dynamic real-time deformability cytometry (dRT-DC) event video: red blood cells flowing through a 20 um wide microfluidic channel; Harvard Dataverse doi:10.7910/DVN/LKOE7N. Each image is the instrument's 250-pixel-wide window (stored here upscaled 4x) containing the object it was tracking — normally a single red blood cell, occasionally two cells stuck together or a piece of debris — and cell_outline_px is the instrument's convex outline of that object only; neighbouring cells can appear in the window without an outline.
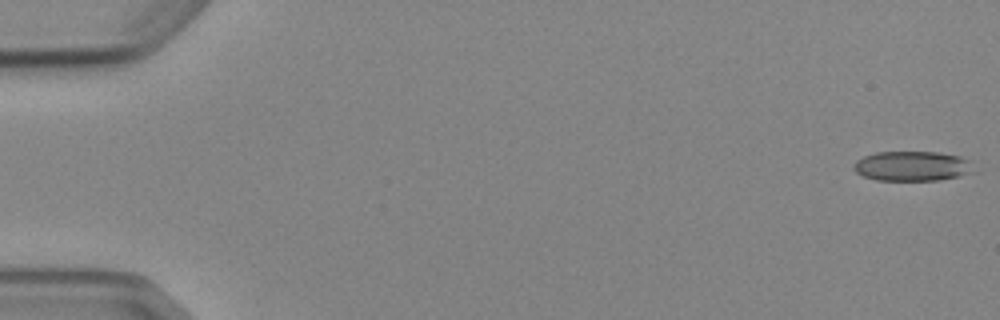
{"species": "Egyptian fruit bat (a non-hibernating species)", "species_latin": "Rousettus aegyptiacus", "temperature_condition": "cold", "stored_images_in_passage": 5, "camera_frame_rate_fps": 3000, "um_per_image_px": 0.085, "animal": {"sex": "female"}, "frame": {"image": 1, "passage_image": 1, "time_ms": 0.0, "image_size_px": [1000, 320], "cell_outline_px": [[976, 172], [960, 176], [940, 180], [876, 180], [864, 176], [856, 172], [852, 168], [856, 160], [864, 156], [876, 152], [936, 152], [960, 156], [972, 160]], "centroid_in_image_um": [77.6, 14.12], "position_along_channel_um": 7.4, "area_um2": 21.15}}
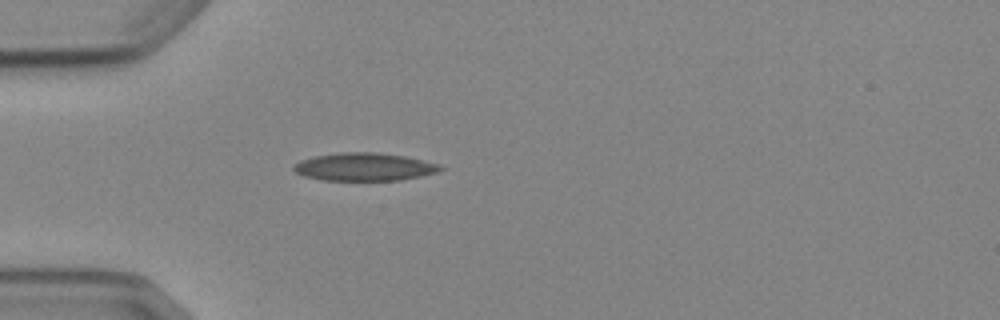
{"frame": {"image": 2, "passage_image": 5, "time_ms": 5.0, "image_size_px": [1000, 320], "cell_outline_px": [[448, 168], [440, 172], [400, 180], [320, 180], [304, 176], [296, 172], [292, 168], [292, 164], [300, 160], [312, 156], [340, 152], [376, 152], [404, 156], [440, 164]], "centroid_in_image_um": [30.97, 14.18], "position_along_channel_um": 54.0, "area_um2": 24.16}}